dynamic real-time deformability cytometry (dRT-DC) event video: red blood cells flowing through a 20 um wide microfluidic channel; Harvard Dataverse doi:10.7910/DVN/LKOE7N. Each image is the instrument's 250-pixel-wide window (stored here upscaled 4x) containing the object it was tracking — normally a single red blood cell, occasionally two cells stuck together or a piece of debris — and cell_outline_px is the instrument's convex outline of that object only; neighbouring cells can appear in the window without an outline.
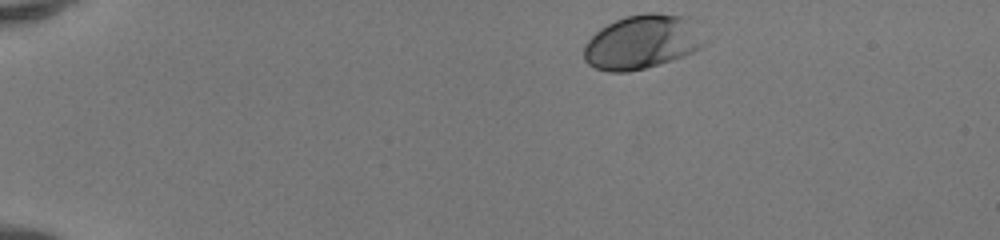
{"species": "human", "species_latin": "Homo sapiens", "temperature_condition": "room temperature", "stored_images_in_passage": 42, "camera_frame_rate_fps": 3000, "um_per_image_px": 0.085, "donor": {"sex": "female"}, "frame": {"image": 1, "passage_image": 1, "time_ms": 0.0, "image_size_px": [1000, 240], "cell_outline_px": [[704, 44], [700, 48], [684, 56], [672, 60], [644, 68], [628, 72], [608, 72], [596, 68], [588, 64], [584, 60], [584, 44], [600, 28], [624, 16], [644, 12], [656, 12], [680, 16], [688, 20]], "centroid_in_image_um": [54.47, 3.58], "position_along_channel_um": 30.5, "area_um2": 37.28}}
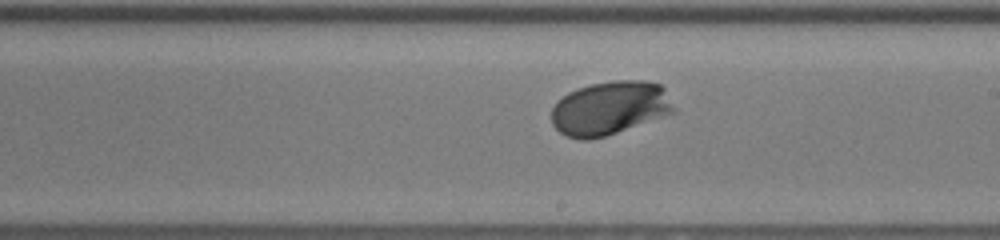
{"frame": {"image": 2, "passage_image": 23, "time_ms": 7.333, "image_size_px": [1000, 240], "cell_outline_px": [[676, 112], [604, 136], [588, 140], [580, 140], [564, 136], [552, 124], [552, 108], [568, 92], [576, 88], [592, 84], [616, 80], [644, 80], [660, 84], [664, 88], [676, 108]], "centroid_in_image_um": [51.84, 9.18], "position_along_channel_um": 237.2, "area_um2": 38.21}}
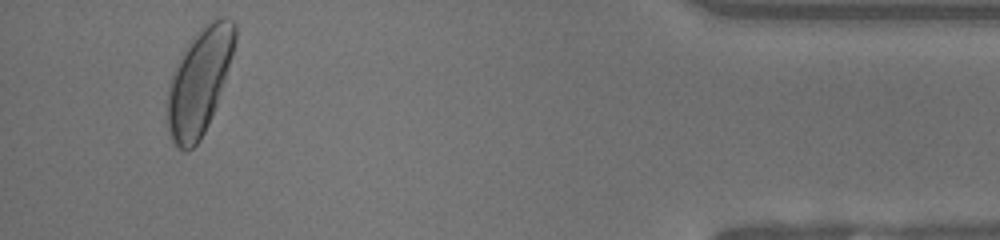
{"frame": {"image": 3, "passage_image": 40, "time_ms": 13.0, "image_size_px": [1000, 240], "cell_outline_px": [[236, 40], [232, 56], [216, 104], [208, 124], [200, 140], [192, 148], [184, 152], [172, 140], [168, 128], [168, 88], [172, 76], [180, 56], [188, 44], [204, 24], [220, 16], [228, 16], [236, 24]], "centroid_in_image_um": [16.96, 6.89], "position_along_channel_um": 418.2, "area_um2": 40.98}, "authors_computed_cell_mechanics": {"area_um2": 36.7319, "velocity_mm_per_s": 4.11, "shape_relaxation_time_tau1_ms": 1.912, "shape_relaxation_time_tau2_ms": null, "deformation_change_tau1": 0.139, "deformation_change_tau2": null}}